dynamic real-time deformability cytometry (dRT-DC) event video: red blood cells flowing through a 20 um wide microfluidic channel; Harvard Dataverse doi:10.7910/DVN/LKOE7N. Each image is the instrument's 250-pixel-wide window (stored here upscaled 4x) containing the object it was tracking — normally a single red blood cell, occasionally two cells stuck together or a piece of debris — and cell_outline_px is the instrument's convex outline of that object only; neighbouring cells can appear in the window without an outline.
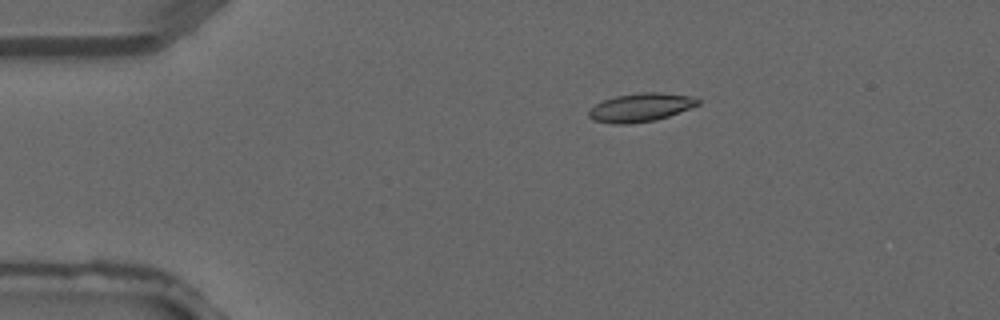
{"species": "common noctule bat (a hibernating species)", "species_latin": "Nyctalus noctula", "temperature_condition": "warm", "stored_images_in_passage": 4, "camera_frame_rate_fps": 3000, "um_per_image_px": 0.085, "animal": {"sex": "male", "forearm_length_mm": 52.5}, "frame": {"image": 1, "passage_image": 2, "time_ms": 0.333, "image_size_px": [1000, 320], "cell_outline_px": [[700, 104], [668, 116], [656, 120], [628, 124], [612, 124], [592, 120], [588, 116], [588, 112], [596, 104], [604, 100], [616, 96], [640, 92], [660, 92], [692, 96], [700, 100]], "centroid_in_image_um": [54.45, 9.13], "position_along_channel_um": 30.5, "area_um2": 18.09}}